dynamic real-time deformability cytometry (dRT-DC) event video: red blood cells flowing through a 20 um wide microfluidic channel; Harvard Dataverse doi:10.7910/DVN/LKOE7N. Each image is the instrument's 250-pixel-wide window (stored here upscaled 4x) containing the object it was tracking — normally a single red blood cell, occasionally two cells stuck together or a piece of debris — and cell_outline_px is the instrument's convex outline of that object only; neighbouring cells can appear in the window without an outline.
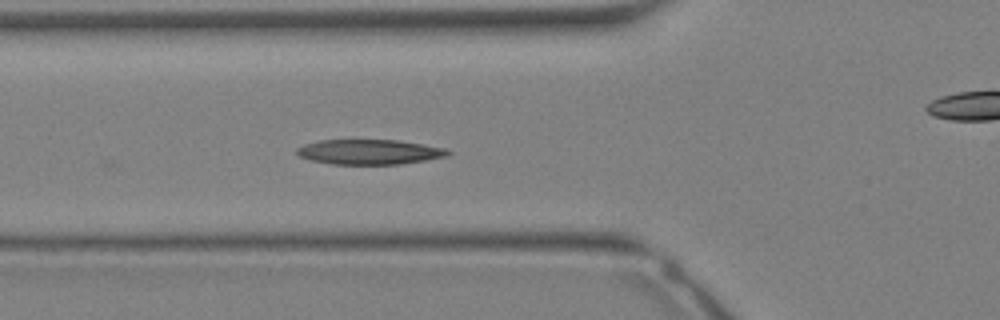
{"species": "Egyptian fruit bat (a non-hibernating species)", "species_latin": "Rousettus aegyptiacus", "temperature_condition": "warm", "stored_images_in_passage": 26, "camera_frame_rate_fps": 3000, "um_per_image_px": 0.085, "animal": {"sex": "female"}, "frame": {"image": 1, "passage_image": 2, "time_ms": 0.333, "image_size_px": [1000, 320], "cell_outline_px": [[452, 152], [448, 156], [400, 164], [332, 164], [312, 160], [300, 156], [296, 152], [296, 148], [304, 144], [320, 140], [396, 140], [424, 144], [448, 148]], "centroid_in_image_um": [31.43, 12.91], "position_along_channel_um": 94.4, "area_um2": 21.96}}
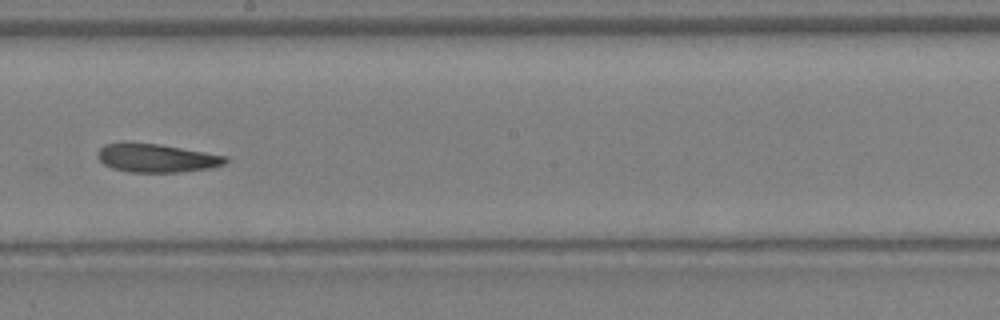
{"frame": {"image": 2, "passage_image": 9, "time_ms": 2.667, "image_size_px": [1000, 320], "cell_outline_px": [[228, 160], [224, 164], [208, 168], [180, 172], [128, 172], [112, 168], [104, 164], [96, 156], [96, 152], [104, 144], [124, 140], [128, 140], [160, 144], [228, 156]], "centroid_in_image_um": [13.22, 13.4], "position_along_channel_um": 235.0, "area_um2": 21.73}}
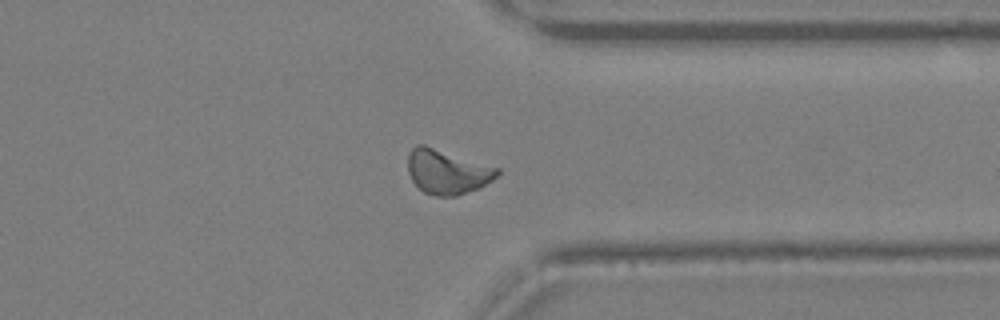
{"frame": {"image": 3, "passage_image": 16, "time_ms": 5.0, "image_size_px": [1000, 320], "cell_outline_px": [[500, 172], [492, 180], [480, 188], [456, 196], [436, 196], [424, 192], [412, 180], [408, 172], [408, 156], [412, 148], [416, 144], [424, 144], [500, 168]], "centroid_in_image_um": [38.02, 14.59], "position_along_channel_um": 373.4, "area_um2": 23.18}}